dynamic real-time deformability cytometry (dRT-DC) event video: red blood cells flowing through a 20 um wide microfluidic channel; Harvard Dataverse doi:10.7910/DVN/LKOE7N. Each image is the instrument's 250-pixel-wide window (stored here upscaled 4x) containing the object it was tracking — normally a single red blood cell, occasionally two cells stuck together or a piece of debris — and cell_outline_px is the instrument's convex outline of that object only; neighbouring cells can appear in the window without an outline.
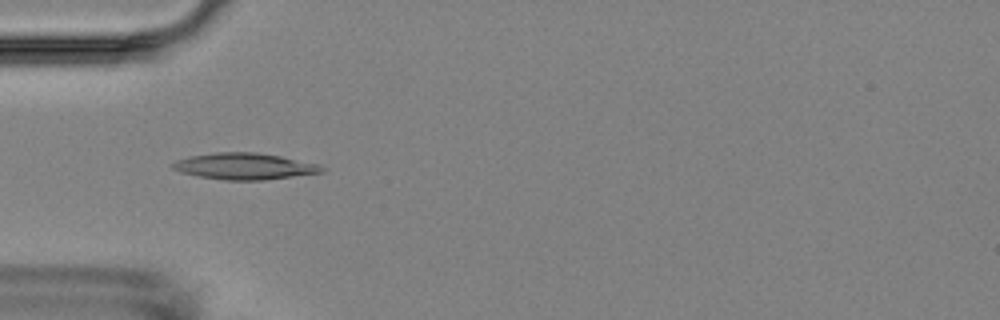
{"species": "Egyptian fruit bat (a non-hibernating species)", "species_latin": "Rousettus aegyptiacus", "temperature_condition": "room temperature", "stored_images_in_passage": 6, "camera_frame_rate_fps": 3000, "um_per_image_px": 0.085, "animal": {"sex": "female"}, "frame": {"image": 1, "passage_image": 5, "time_ms": 4.667, "image_size_px": [1000, 320], "cell_outline_px": [[324, 172], [264, 180], [224, 180], [200, 176], [180, 172], [172, 168], [172, 164], [176, 160], [188, 156], [216, 152], [256, 152], [280, 156], [320, 164], [324, 168]], "centroid_in_image_um": [20.78, 14.13], "position_along_channel_um": 64.2, "area_um2": 22.95}}
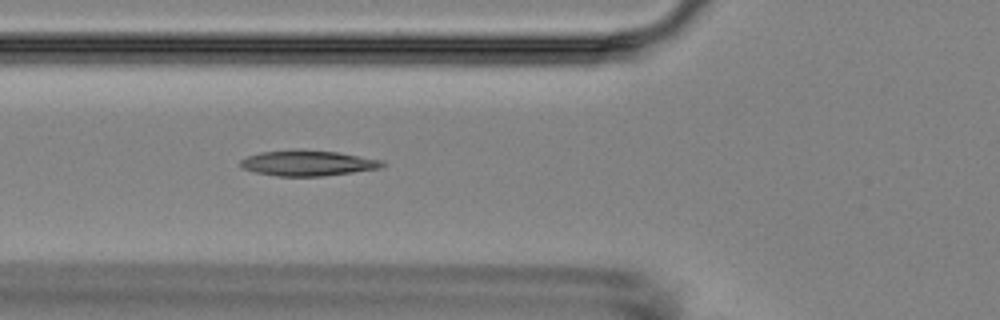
{"frame": {"image": 2, "passage_image": 6, "time_ms": 5.667, "image_size_px": [1000, 320], "cell_outline_px": [[388, 164], [380, 168], [352, 172], [320, 176], [276, 176], [256, 172], [240, 168], [240, 160], [248, 156], [260, 152], [292, 148], [300, 148], [336, 152], [384, 160]], "centroid_in_image_um": [26.14, 13.84], "position_along_channel_um": 99.7, "area_um2": 21.44}}